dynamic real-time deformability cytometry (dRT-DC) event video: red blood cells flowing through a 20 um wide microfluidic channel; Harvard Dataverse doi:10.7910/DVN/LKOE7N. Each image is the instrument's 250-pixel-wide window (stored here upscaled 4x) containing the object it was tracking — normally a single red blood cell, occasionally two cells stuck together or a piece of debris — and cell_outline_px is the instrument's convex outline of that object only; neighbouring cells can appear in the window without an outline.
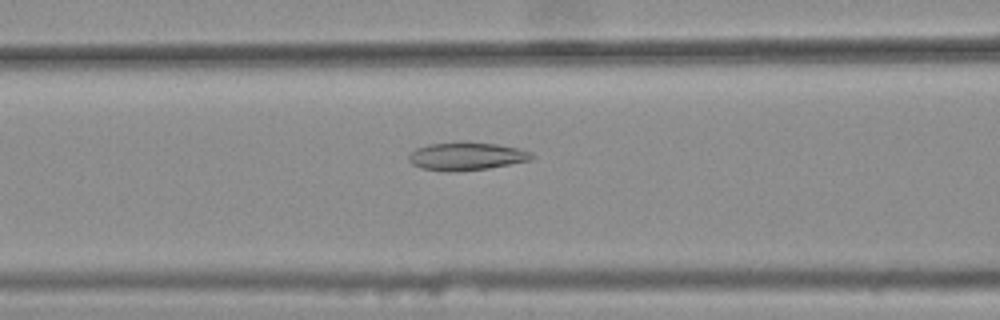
{"species": "common noctule bat (a hibernating species)", "species_latin": "Nyctalus noctula", "temperature_condition": "warm", "stored_images_in_passage": 28, "camera_frame_rate_fps": 3000, "um_per_image_px": 0.085, "animal": {"sex": "female", "body_mass_g": 25.1}, "frame": {"image": 1, "passage_image": 8, "time_ms": 2.333, "image_size_px": [1000, 320], "cell_outline_px": [[536, 156], [532, 160], [488, 168], [452, 172], [448, 172], [424, 168], [412, 164], [408, 160], [408, 156], [416, 148], [428, 144], [460, 140], [496, 144], [516, 148], [532, 152]], "centroid_in_image_um": [39.65, 13.26], "position_along_channel_um": 126.9, "area_um2": 20.35}}
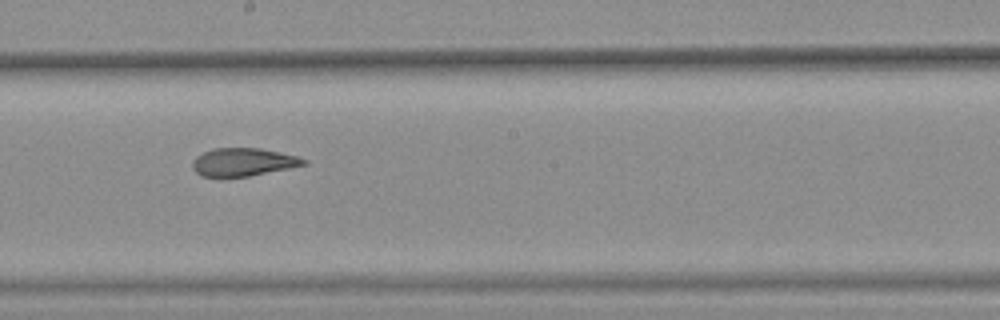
{"frame": {"image": 2, "passage_image": 16, "time_ms": 5.0, "image_size_px": [1000, 320], "cell_outline_px": [[308, 164], [248, 176], [204, 176], [196, 172], [192, 168], [192, 160], [196, 156], [212, 148], [260, 148], [296, 156], [308, 160]], "centroid_in_image_um": [20.66, 13.76], "position_along_channel_um": 227.5, "area_um2": 17.92}}
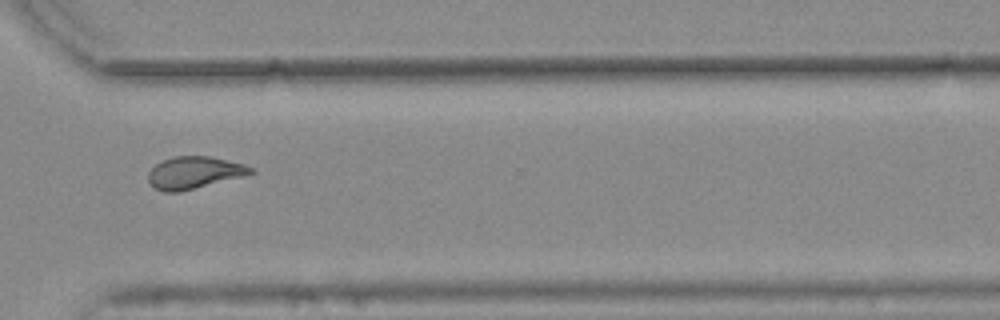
{"frame": {"image": 3, "passage_image": 26, "time_ms": 8.333, "image_size_px": [1000, 320], "cell_outline_px": [[256, 172], [180, 192], [164, 192], [156, 188], [148, 180], [148, 172], [160, 160], [176, 156], [208, 156], [244, 164], [252, 168]], "centroid_in_image_um": [16.46, 14.66], "position_along_channel_um": 354.1, "area_um2": 18.9}, "authors_computed_cell_mechanics": {"area_um2": 19.0451, "velocity_mm_per_s": 3.7839, "shape_relaxation_time_tau1_ms": null, "shape_relaxation_time_tau2_ms": 2.0332, "deformation_change_tau1": null, "deformation_change_tau2": 0.1046}}